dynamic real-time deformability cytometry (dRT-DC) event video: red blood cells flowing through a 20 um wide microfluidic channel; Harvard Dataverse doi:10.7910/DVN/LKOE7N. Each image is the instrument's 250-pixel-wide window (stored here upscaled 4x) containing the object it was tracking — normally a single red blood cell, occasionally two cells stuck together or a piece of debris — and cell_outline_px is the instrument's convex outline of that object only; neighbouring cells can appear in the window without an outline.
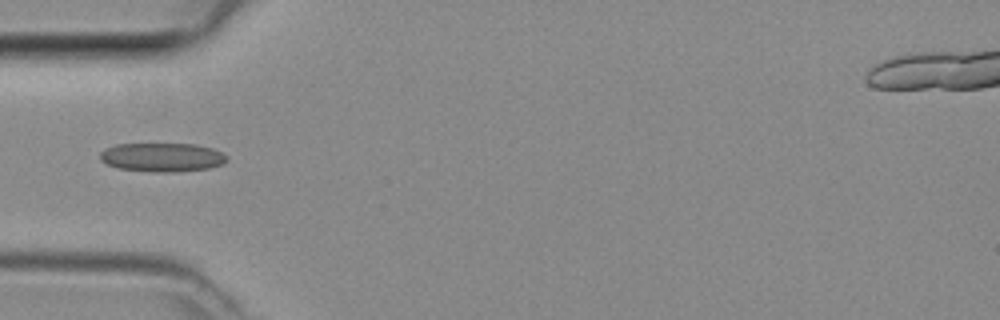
{"species": "common noctule bat (a hibernating species)", "species_latin": "Nyctalus noctula", "temperature_condition": "room temperature", "stored_images_in_passage": 2, "camera_frame_rate_fps": 3000, "um_per_image_px": 0.085, "animal": {"sex": "female", "body_mass_g": 29.2, "forearm_length_mm": 56.3}, "frame": {"image": 1, "passage_image": 2, "time_ms": 0.333, "image_size_px": [1000, 320], "cell_outline_px": [[228, 160], [224, 164], [208, 168], [176, 172], [156, 172], [120, 168], [108, 164], [100, 160], [100, 152], [104, 148], [116, 144], [196, 144], [212, 148], [228, 156]], "centroid_in_image_um": [13.8, 13.36], "position_along_channel_um": 71.2, "area_um2": 21.33}}